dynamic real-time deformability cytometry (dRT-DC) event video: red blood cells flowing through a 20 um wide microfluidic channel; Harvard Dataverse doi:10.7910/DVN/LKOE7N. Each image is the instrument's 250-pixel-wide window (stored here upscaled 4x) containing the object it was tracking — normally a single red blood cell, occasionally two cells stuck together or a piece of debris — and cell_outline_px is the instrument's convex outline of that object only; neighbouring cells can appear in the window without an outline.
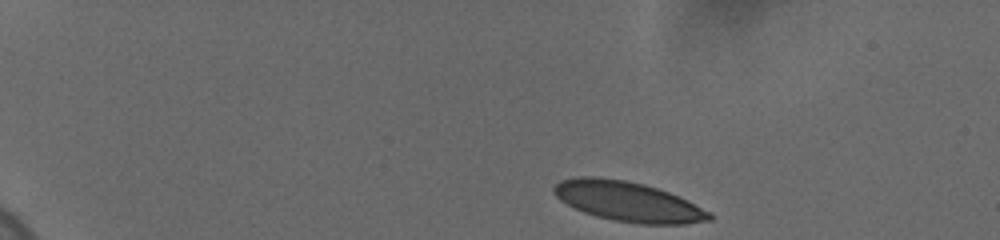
{"species": "human", "species_latin": "Homo sapiens", "temperature_condition": "cold", "stored_images_in_passage": 20, "camera_frame_rate_fps": 3000, "um_per_image_px": 0.085, "donor": {"sex": "female"}, "frame": {"image": 1, "passage_image": 1, "time_ms": 0.0, "image_size_px": [1000, 240], "cell_outline_px": [[712, 220], [684, 224], [640, 224], [616, 220], [596, 216], [584, 212], [560, 200], [552, 192], [552, 188], [560, 180], [580, 176], [596, 176], [624, 180], [644, 184], [668, 192], [712, 212]], "centroid_in_image_um": [53.37, 17.12], "position_along_channel_um": 31.6, "area_um2": 35.89}}
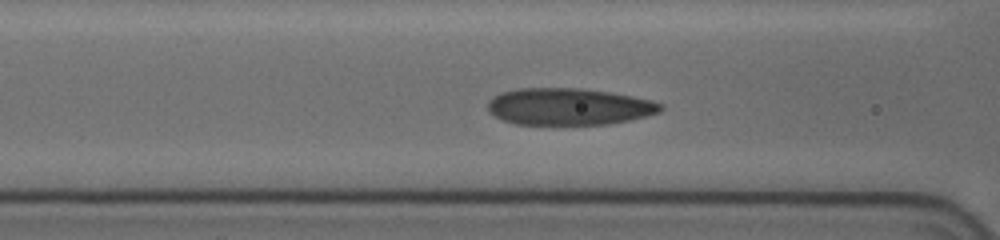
{"frame": {"image": 2, "passage_image": 15, "time_ms": 5.333, "image_size_px": [1000, 240], "cell_outline_px": [[664, 108], [660, 112], [628, 120], [608, 124], [516, 124], [504, 120], [488, 112], [488, 100], [500, 92], [520, 88], [576, 88], [608, 92], [632, 96], [652, 100], [664, 104]], "centroid_in_image_um": [48.35, 9.05], "position_along_channel_um": 118.3, "area_um2": 36.99}}
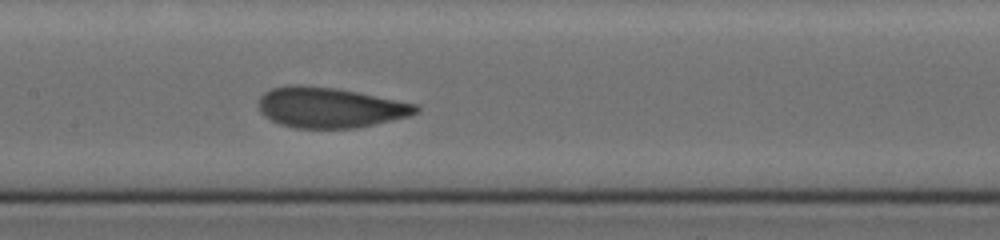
{"frame": {"image": 3, "passage_image": 20, "time_ms": 7.0, "image_size_px": [1000, 240], "cell_outline_px": [[420, 112], [408, 116], [392, 120], [356, 128], [296, 128], [280, 124], [264, 116], [260, 112], [260, 96], [264, 92], [272, 88], [296, 84], [336, 88], [416, 104], [420, 108]], "centroid_in_image_um": [28.03, 9.14], "position_along_channel_um": 179.4, "area_um2": 36.76}}